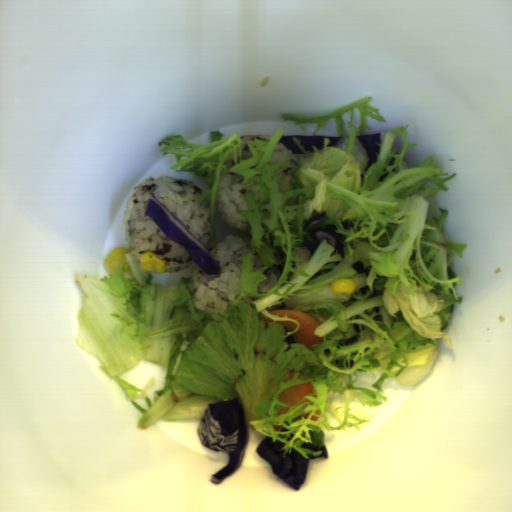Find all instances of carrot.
<instances>
[{"mask_svg":"<svg viewBox=\"0 0 512 512\" xmlns=\"http://www.w3.org/2000/svg\"><path fill=\"white\" fill-rule=\"evenodd\" d=\"M276 323L283 325L285 327V331L287 332H293L298 327L296 323L289 322L286 320H276Z\"/></svg>","mask_w":512,"mask_h":512,"instance_id":"obj_3","label":"carrot"},{"mask_svg":"<svg viewBox=\"0 0 512 512\" xmlns=\"http://www.w3.org/2000/svg\"><path fill=\"white\" fill-rule=\"evenodd\" d=\"M272 315L279 317L287 316L290 319H295L298 323L299 329L294 334L290 335L296 344H302L305 348H311L316 344L323 342L322 337L315 335V330L321 325L318 318L294 309H272L268 310Z\"/></svg>","mask_w":512,"mask_h":512,"instance_id":"obj_1","label":"carrot"},{"mask_svg":"<svg viewBox=\"0 0 512 512\" xmlns=\"http://www.w3.org/2000/svg\"><path fill=\"white\" fill-rule=\"evenodd\" d=\"M273 428H274L275 431H278L280 428H282V426H278V425H274L273 424Z\"/></svg>","mask_w":512,"mask_h":512,"instance_id":"obj_5","label":"carrot"},{"mask_svg":"<svg viewBox=\"0 0 512 512\" xmlns=\"http://www.w3.org/2000/svg\"><path fill=\"white\" fill-rule=\"evenodd\" d=\"M315 387L310 382H306L300 385H295L285 390H282L278 396V401L285 403L287 406L279 408L277 415H282L287 412L292 406L300 402L304 397L311 395Z\"/></svg>","mask_w":512,"mask_h":512,"instance_id":"obj_2","label":"carrot"},{"mask_svg":"<svg viewBox=\"0 0 512 512\" xmlns=\"http://www.w3.org/2000/svg\"><path fill=\"white\" fill-rule=\"evenodd\" d=\"M319 417L315 416V415H312L311 419L310 420H314V421H318Z\"/></svg>","mask_w":512,"mask_h":512,"instance_id":"obj_6","label":"carrot"},{"mask_svg":"<svg viewBox=\"0 0 512 512\" xmlns=\"http://www.w3.org/2000/svg\"><path fill=\"white\" fill-rule=\"evenodd\" d=\"M312 412H313V410H310V411L302 414L301 417L308 418L311 415Z\"/></svg>","mask_w":512,"mask_h":512,"instance_id":"obj_4","label":"carrot"},{"mask_svg":"<svg viewBox=\"0 0 512 512\" xmlns=\"http://www.w3.org/2000/svg\"><path fill=\"white\" fill-rule=\"evenodd\" d=\"M315 413L316 415L320 416L321 415V411L319 409L315 410Z\"/></svg>","mask_w":512,"mask_h":512,"instance_id":"obj_7","label":"carrot"}]
</instances>
